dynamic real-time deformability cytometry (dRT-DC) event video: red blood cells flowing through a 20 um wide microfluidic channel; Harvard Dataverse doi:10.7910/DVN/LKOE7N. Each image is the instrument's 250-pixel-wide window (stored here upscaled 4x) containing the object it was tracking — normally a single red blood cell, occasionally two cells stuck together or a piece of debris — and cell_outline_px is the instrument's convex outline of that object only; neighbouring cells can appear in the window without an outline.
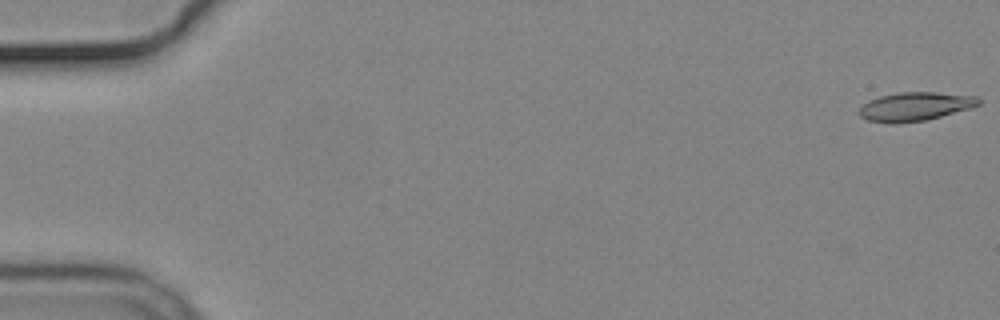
{"species": "common noctule bat (a hibernating species)", "species_latin": "Nyctalus noctula", "temperature_condition": "cold", "stored_images_in_passage": 6, "camera_frame_rate_fps": 3000, "um_per_image_px": 0.085, "animal": {"sex": "male", "body_mass_g": 19.2, "forearm_length_mm": 51.8}, "frame": {"image": 1, "passage_image": 1, "time_ms": 0.0, "image_size_px": [1000, 320], "cell_outline_px": [[980, 104], [972, 108], [924, 120], [896, 124], [892, 124], [868, 120], [860, 116], [860, 108], [868, 100], [880, 96], [900, 92], [936, 92], [976, 96], [980, 100]], "centroid_in_image_um": [77.79, 9.05], "position_along_channel_um": 7.2, "area_um2": 19.88}}